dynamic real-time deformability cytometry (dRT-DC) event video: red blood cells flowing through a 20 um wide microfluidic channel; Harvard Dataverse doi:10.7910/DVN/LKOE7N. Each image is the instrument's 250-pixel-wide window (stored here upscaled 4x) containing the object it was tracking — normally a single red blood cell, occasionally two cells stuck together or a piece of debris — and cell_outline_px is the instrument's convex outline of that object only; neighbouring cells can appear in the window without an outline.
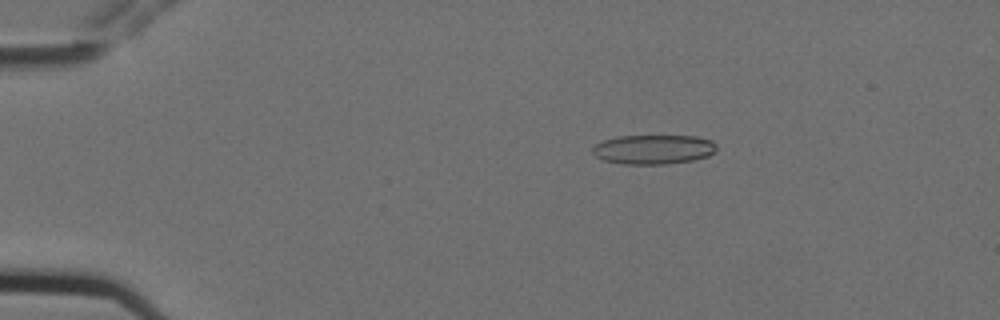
{"species": "Egyptian fruit bat (a non-hibernating species)", "species_latin": "Rousettus aegyptiacus", "temperature_condition": "cold", "stored_images_in_passage": 6, "camera_frame_rate_fps": 3000, "um_per_image_px": 0.085, "animal": {"sex": "female"}, "frame": {"image": 1, "passage_image": 4, "time_ms": 1.0, "image_size_px": [1000, 320], "cell_outline_px": [[716, 148], [708, 156], [692, 160], [664, 164], [620, 164], [604, 160], [596, 156], [592, 152], [592, 148], [596, 144], [604, 140], [616, 136], [696, 136], [712, 140], [716, 144]], "centroid_in_image_um": [55.52, 12.69], "position_along_channel_um": 29.5, "area_um2": 21.21}}